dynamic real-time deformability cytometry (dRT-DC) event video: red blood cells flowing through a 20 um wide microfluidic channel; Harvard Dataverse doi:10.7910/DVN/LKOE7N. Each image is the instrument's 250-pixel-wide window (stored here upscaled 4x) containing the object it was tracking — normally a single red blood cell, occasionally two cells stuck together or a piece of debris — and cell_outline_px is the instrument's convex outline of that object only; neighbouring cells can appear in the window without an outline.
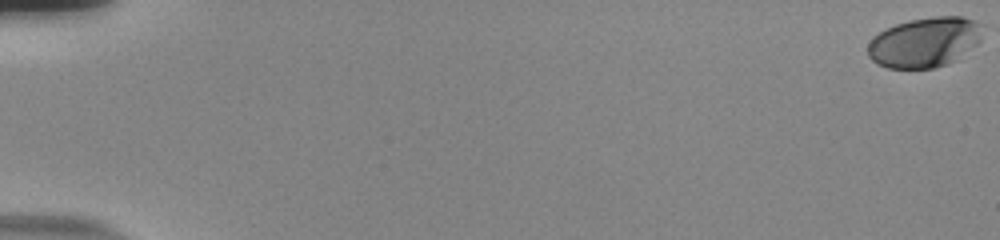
{"species": "human", "species_latin": "Homo sapiens", "temperature_condition": "room temperature", "stored_images_in_passage": 58, "camera_frame_rate_fps": 3000, "um_per_image_px": 0.085, "donor": {"sex": "male"}, "frame": {"image": 1, "passage_image": 1, "time_ms": 0.0, "image_size_px": [1000, 240], "cell_outline_px": [[980, 40], [976, 44], [956, 60], [948, 64], [932, 68], [888, 68], [876, 64], [868, 56], [868, 44], [880, 32], [896, 24], [908, 20], [932, 16], [960, 16], [972, 20], [980, 24]], "centroid_in_image_um": [78.57, 3.6], "position_along_channel_um": 6.4, "area_um2": 33.12}}
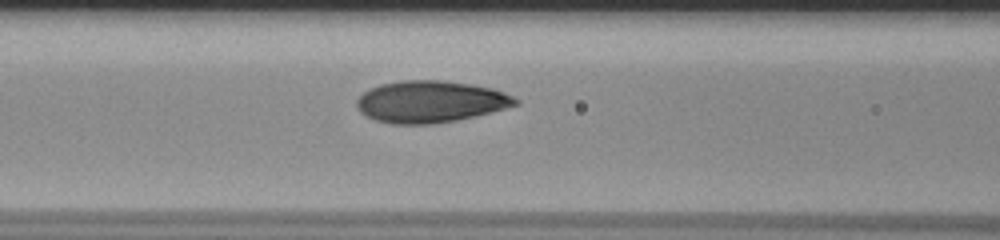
{"frame": {"image": 2, "passage_image": 27, "time_ms": 8.667, "image_size_px": [1000, 240], "cell_outline_px": [[520, 104], [456, 120], [432, 124], [392, 124], [376, 120], [360, 112], [356, 108], [356, 100], [364, 92], [380, 84], [404, 80], [440, 80], [468, 84], [492, 88], [504, 92], [520, 100]], "centroid_in_image_um": [36.56, 8.64], "position_along_channel_um": 130.0, "area_um2": 38.32}}
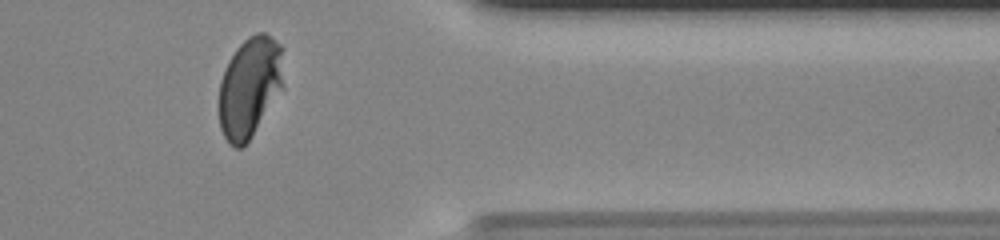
{"frame": {"image": 3, "passage_image": 49, "time_ms": 16.0, "image_size_px": [1000, 240], "cell_outline_px": [[284, 88], [248, 140], [240, 148], [236, 148], [228, 144], [220, 128], [220, 80], [228, 60], [236, 48], [248, 36], [256, 32], [264, 32], [280, 44], [284, 48]], "centroid_in_image_um": [21.26, 7.35], "position_along_channel_um": 390.1, "area_um2": 38.21}, "authors_computed_cell_mechanics": {"area_um2": 36.7319, "velocity_mm_per_s": 3.7115, "shape_relaxation_time_tau1_ms": 5.0145, "shape_relaxation_time_tau2_ms": null, "deformation_change_tau1": 0.2127, "deformation_change_tau2": null}}